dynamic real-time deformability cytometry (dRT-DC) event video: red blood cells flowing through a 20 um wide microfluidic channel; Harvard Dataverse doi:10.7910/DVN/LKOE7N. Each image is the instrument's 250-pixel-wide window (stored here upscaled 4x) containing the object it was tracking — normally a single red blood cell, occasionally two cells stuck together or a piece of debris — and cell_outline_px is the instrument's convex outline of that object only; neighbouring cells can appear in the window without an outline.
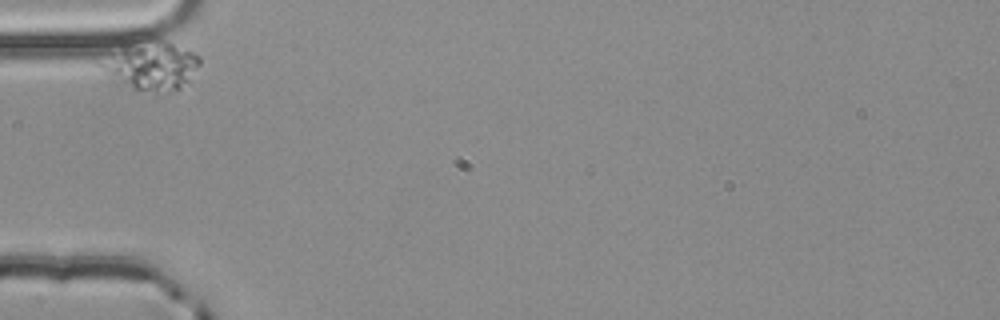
{"species": "common noctule bat (a hibernating species)", "species_latin": "Nyctalus noctula", "temperature_condition": "room temperature", "stored_images_in_passage": 33, "camera_frame_rate_fps": 3000, "um_per_image_px": 0.085, "animal": {"sex": "male", "body_mass_g": 20.4}, "frame": {"image": 1, "passage_image": 1, "time_ms": 0.0, "image_size_px": [1000, 320], "cell_outline_px": [[200, 64], [188, 80], [180, 88], [160, 96], [112, 84], [108, 80], [96, 64], [124, 44], [152, 32], [156, 32], [200, 56]], "centroid_in_image_um": [12.78, 5.53], "position_along_channel_um": 72.2, "area_um2": 30.69}}
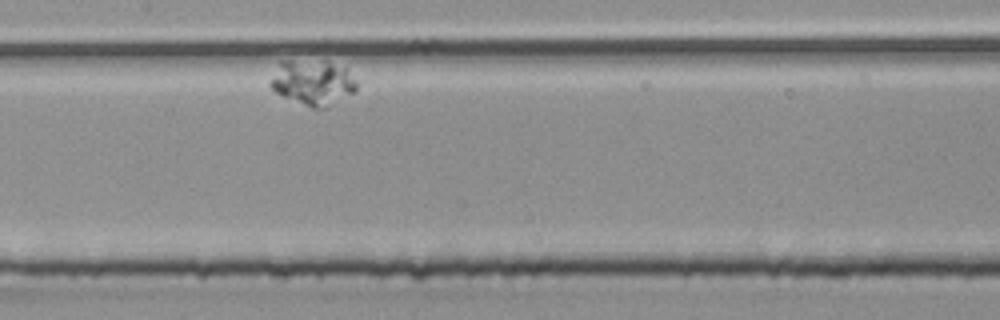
{"frame": {"image": 2, "passage_image": 14, "time_ms": 4.333, "image_size_px": [1000, 320], "cell_outline_px": [[356, 92], [328, 108], [312, 108], [284, 96], [276, 92], [268, 84], [280, 60], [288, 60], [332, 64], [344, 68], [356, 80]], "centroid_in_image_um": [26.58, 7.06], "position_along_channel_um": 180.8, "area_um2": 22.31}}
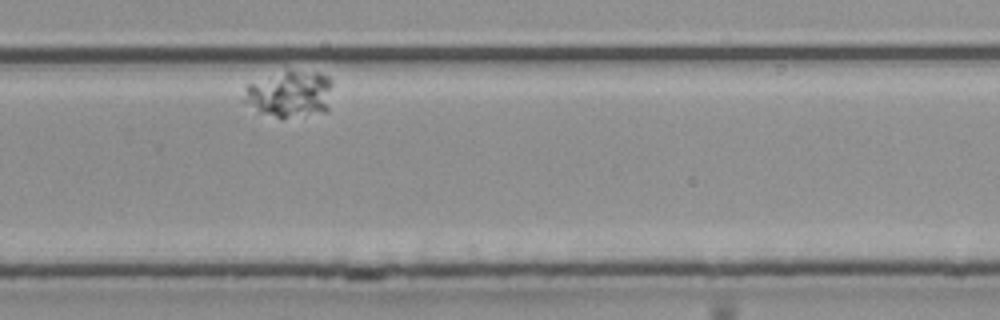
{"frame": {"image": 3, "passage_image": 28, "time_ms": 9.0, "image_size_px": [1000, 320], "cell_outline_px": [[332, 84], [328, 112], [284, 116], [276, 116], [256, 112], [240, 100], [244, 84], [288, 68], [320, 72], [328, 76], [332, 80]], "centroid_in_image_um": [24.57, 7.92], "position_along_channel_um": 305.2, "area_um2": 24.97}}